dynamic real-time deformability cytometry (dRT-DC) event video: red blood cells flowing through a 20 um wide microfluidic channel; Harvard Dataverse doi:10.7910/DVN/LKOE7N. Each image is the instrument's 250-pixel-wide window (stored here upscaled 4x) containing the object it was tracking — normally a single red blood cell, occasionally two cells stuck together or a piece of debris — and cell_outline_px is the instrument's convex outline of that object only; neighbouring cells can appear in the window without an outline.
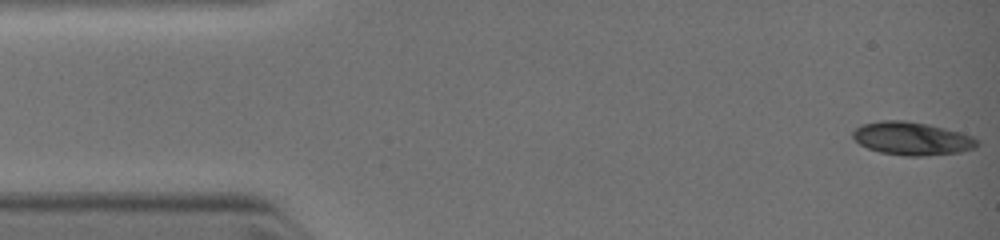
{"species": "common noctule bat (a hibernating species)", "species_latin": "Nyctalus noctula", "temperature_condition": "warm", "stored_images_in_passage": 57, "camera_frame_rate_fps": 3000, "um_per_image_px": 0.085, "animal": {"sex": "female", "body_mass_g": 19.0, "forearm_length_mm": 51.5}, "frame": {"image": 1, "passage_image": 1, "time_ms": 0.0, "image_size_px": [1000, 240], "cell_outline_px": [[976, 148], [960, 152], [928, 156], [904, 156], [880, 152], [868, 148], [860, 144], [852, 136], [852, 132], [856, 128], [864, 124], [884, 120], [904, 120], [924, 124], [956, 132], [968, 136], [976, 140]], "centroid_in_image_um": [77.45, 11.8], "position_along_channel_um": 7.5, "area_um2": 23.41}}
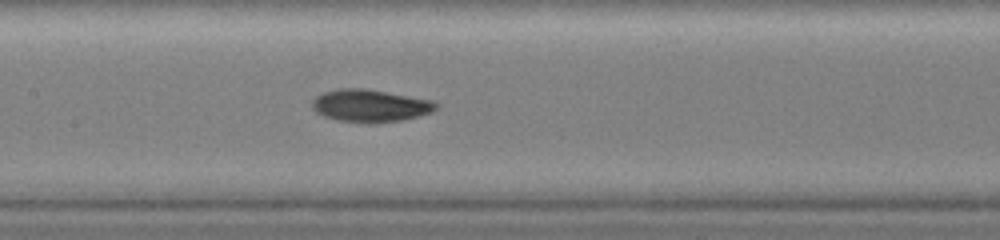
{"frame": {"image": 2, "passage_image": 34, "time_ms": 5.333, "image_size_px": [1000, 240], "cell_outline_px": [[440, 104], [432, 112], [404, 120], [376, 124], [368, 124], [336, 120], [324, 116], [316, 112], [312, 108], [312, 100], [316, 96], [324, 92], [336, 88], [364, 88], [436, 100]], "centroid_in_image_um": [31.5, 8.99], "position_along_channel_um": 175.9, "area_um2": 24.04}}
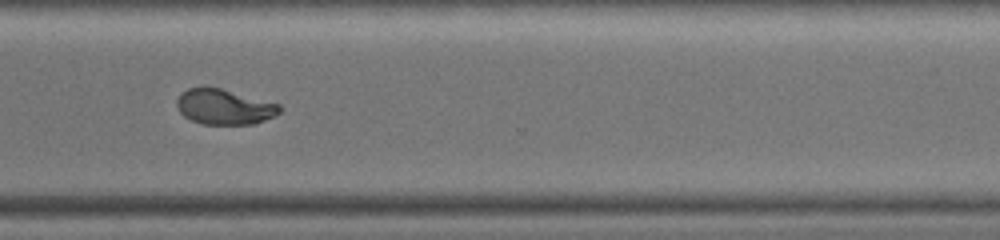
{"frame": {"image": 3, "passage_image": 56, "time_ms": 8.667, "image_size_px": [1000, 240], "cell_outline_px": [[280, 112], [256, 124], [200, 124], [184, 116], [180, 112], [176, 104], [176, 100], [180, 92], [188, 88], [220, 88], [280, 104]], "centroid_in_image_um": [19.03, 9.09], "position_along_channel_um": 351.6, "area_um2": 20.98}}